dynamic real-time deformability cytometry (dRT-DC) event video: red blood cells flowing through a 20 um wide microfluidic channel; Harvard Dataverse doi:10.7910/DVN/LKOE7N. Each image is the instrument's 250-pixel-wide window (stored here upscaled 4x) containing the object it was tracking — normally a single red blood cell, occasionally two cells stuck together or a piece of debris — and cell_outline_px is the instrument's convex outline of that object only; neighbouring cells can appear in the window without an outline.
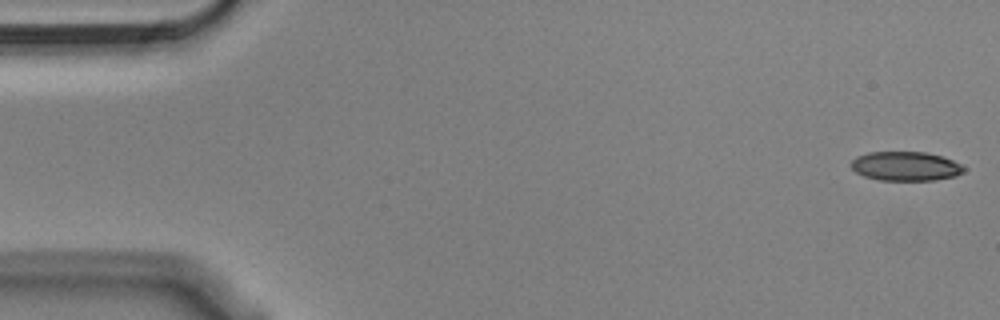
{"species": "Egyptian fruit bat (a non-hibernating species)", "species_latin": "Rousettus aegyptiacus", "temperature_condition": "cold", "stored_images_in_passage": 15, "camera_frame_rate_fps": 3000, "um_per_image_px": 0.085, "animal": {"sex": "male"}, "frame": {"image": 1, "passage_image": 1, "time_ms": 0.0, "image_size_px": [1000, 320], "cell_outline_px": [[964, 172], [956, 176], [936, 180], [880, 180], [864, 176], [856, 172], [852, 168], [852, 160], [856, 156], [868, 152], [924, 152], [940, 156], [952, 160], [960, 164], [964, 168]], "centroid_in_image_um": [76.97, 14.13], "position_along_channel_um": 8.0, "area_um2": 19.07}}